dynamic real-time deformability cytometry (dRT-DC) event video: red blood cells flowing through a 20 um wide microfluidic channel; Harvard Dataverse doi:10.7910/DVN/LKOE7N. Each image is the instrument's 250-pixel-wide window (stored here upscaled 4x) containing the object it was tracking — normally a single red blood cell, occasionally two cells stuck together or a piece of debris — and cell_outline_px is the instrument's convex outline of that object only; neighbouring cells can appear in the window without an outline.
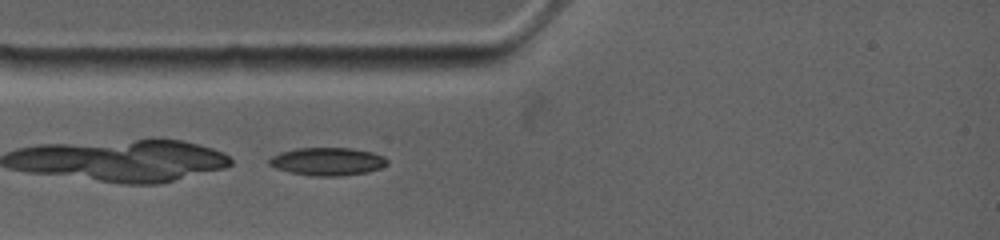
{"species": "common noctule bat (a hibernating species)", "species_latin": "Nyctalus noctula", "temperature_condition": "warm", "stored_images_in_passage": 47, "camera_frame_rate_fps": 4500, "um_per_image_px": 0.085, "animal": {"sex": "female", "body_mass_g": 19.0, "forearm_length_mm": 53.3}, "frame": {"image": 1, "passage_image": 3, "time_ms": 0.444, "image_size_px": [1000, 240], "cell_outline_px": [[388, 164], [380, 168], [368, 172], [340, 176], [312, 176], [288, 172], [276, 168], [268, 164], [268, 160], [272, 156], [280, 152], [296, 148], [352, 148], [372, 152], [384, 156], [388, 160]], "centroid_in_image_um": [27.83, 13.73], "position_along_channel_um": 57.2, "area_um2": 19.36}}
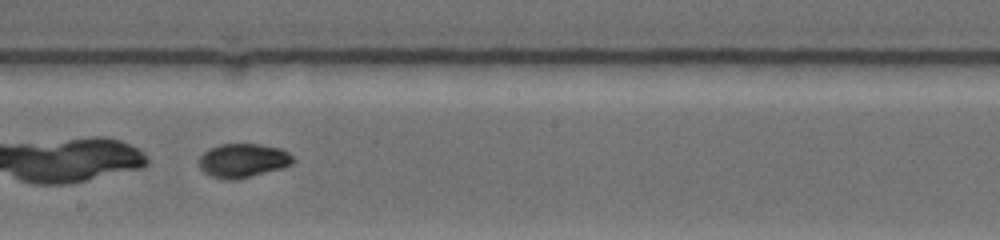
{"frame": {"image": 2, "passage_image": 24, "time_ms": 4.889, "image_size_px": [1000, 240], "cell_outline_px": [[296, 160], [292, 164], [284, 168], [236, 180], [228, 180], [208, 176], [200, 168], [200, 156], [208, 148], [220, 144], [260, 144], [280, 148], [288, 152]], "centroid_in_image_um": [20.67, 13.65], "position_along_channel_um": 227.5, "area_um2": 18.84}}
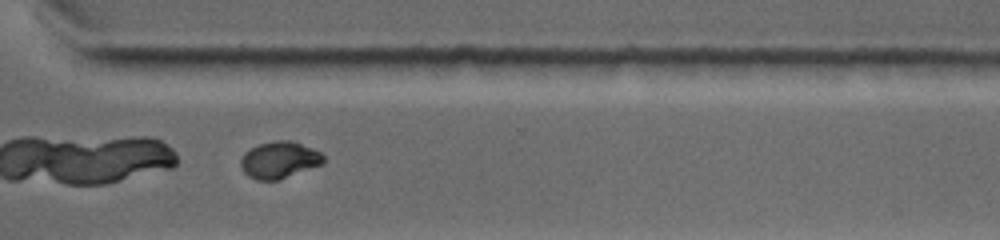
{"frame": {"image": 3, "passage_image": 37, "time_ms": 8.0, "image_size_px": [1000, 240], "cell_outline_px": [[324, 164], [280, 180], [256, 180], [248, 176], [244, 172], [240, 164], [240, 160], [244, 152], [260, 144], [276, 140], [292, 140], [312, 148], [320, 152], [324, 156]], "centroid_in_image_um": [23.76, 13.6], "position_along_channel_um": 346.8, "area_um2": 17.92}, "authors_computed_cell_mechanics": {"area_um2": 18.496, "velocity_mm_per_s": 3.829, "shape_relaxation_time_tau1_ms": 11.2343, "shape_relaxation_time_tau2_ms": 1.5638, "deformation_change_tau1": 0.3327, "deformation_change_tau2": 0.0305}}